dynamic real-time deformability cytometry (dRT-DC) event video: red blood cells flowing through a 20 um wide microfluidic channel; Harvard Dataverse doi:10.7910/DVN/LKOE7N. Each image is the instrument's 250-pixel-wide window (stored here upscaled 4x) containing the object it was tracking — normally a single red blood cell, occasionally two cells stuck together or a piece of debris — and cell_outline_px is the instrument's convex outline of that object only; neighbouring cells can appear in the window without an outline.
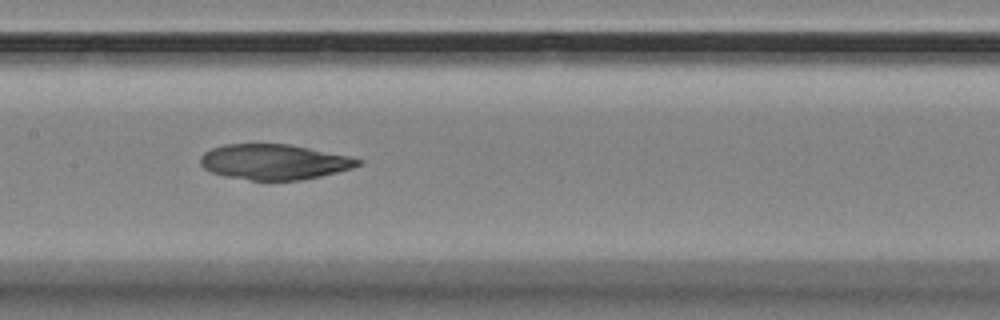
{"species": "Egyptian fruit bat (a non-hibernating species)", "species_latin": "Rousettus aegyptiacus", "temperature_condition": "room temperature", "stored_images_in_passage": 11, "camera_frame_rate_fps": 3000, "um_per_image_px": 0.085, "animal": {"sex": "female"}, "frame": {"image": 1, "passage_image": 8, "time_ms": 8.0, "image_size_px": [1000, 320], "cell_outline_px": [[360, 164], [352, 168], [320, 176], [300, 180], [252, 180], [224, 176], [212, 172], [204, 168], [200, 164], [200, 156], [204, 152], [212, 148], [224, 144], [288, 144], [348, 156], [360, 160]], "centroid_in_image_um": [23.24, 13.76], "position_along_channel_um": 184.2, "area_um2": 32.14}}
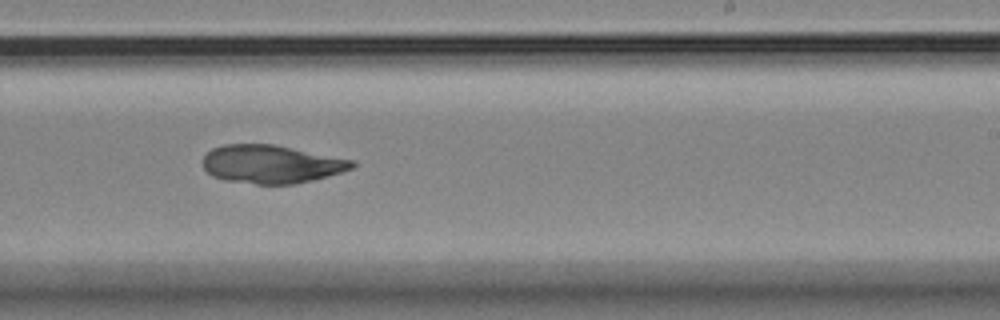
{"frame": {"image": 2, "passage_image": 10, "time_ms": 10.333, "image_size_px": [1000, 320], "cell_outline_px": [[356, 164], [352, 168], [340, 172], [312, 180], [292, 184], [256, 184], [224, 180], [212, 176], [204, 168], [204, 156], [212, 148], [224, 144], [276, 144], [356, 160]], "centroid_in_image_um": [23.08, 13.94], "position_along_channel_um": 265.9, "area_um2": 33.35}}
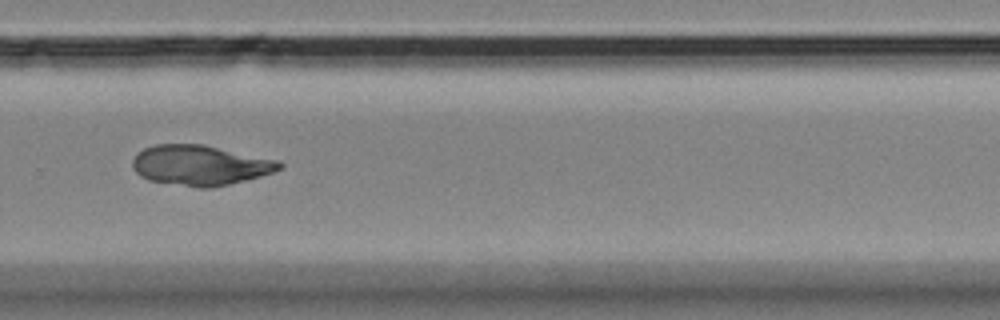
{"frame": {"image": 3, "passage_image": 11, "time_ms": 11.667, "image_size_px": [1000, 320], "cell_outline_px": [[284, 168], [260, 176], [212, 188], [200, 188], [148, 180], [140, 176], [132, 168], [132, 160], [144, 148], [156, 144], [204, 144], [280, 160], [284, 164]], "centroid_in_image_um": [17.04, 14.04], "position_along_channel_um": 312.8, "area_um2": 34.51}}